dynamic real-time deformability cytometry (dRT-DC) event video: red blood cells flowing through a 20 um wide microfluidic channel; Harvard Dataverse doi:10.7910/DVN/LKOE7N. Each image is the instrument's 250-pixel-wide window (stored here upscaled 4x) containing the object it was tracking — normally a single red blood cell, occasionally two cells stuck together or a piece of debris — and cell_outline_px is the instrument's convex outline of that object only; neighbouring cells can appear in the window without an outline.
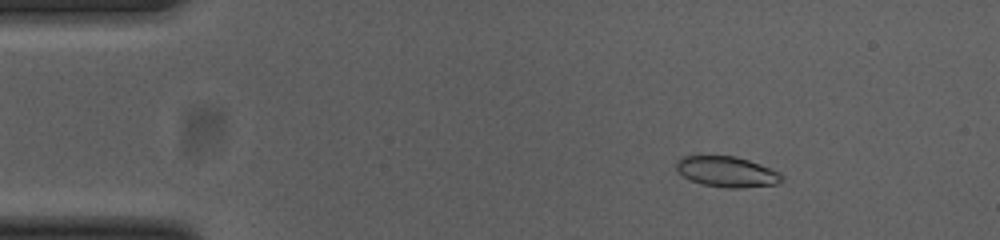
{"species": "common noctule bat (a hibernating species)", "species_latin": "Nyctalus noctula", "temperature_condition": "cold", "stored_images_in_passage": 55, "camera_frame_rate_fps": 3000, "um_per_image_px": 0.085, "animal": {"sex": "female", "body_mass_g": 23.0, "forearm_length_mm": 53.4}, "frame": {"image": 1, "passage_image": 8, "time_ms": 2.333, "image_size_px": [1000, 240], "cell_outline_px": [[784, 180], [776, 184], [740, 188], [728, 188], [704, 184], [692, 180], [684, 176], [676, 168], [676, 164], [684, 156], [736, 156], [760, 164], [780, 172], [784, 176]], "centroid_in_image_um": [61.85, 14.6], "position_along_channel_um": 23.1, "area_um2": 18.55}}
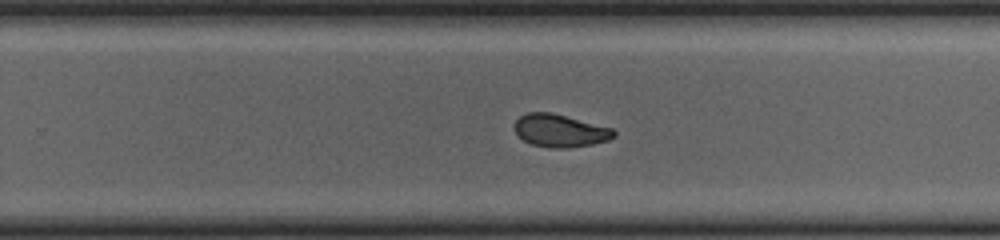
{"frame": {"image": 2, "passage_image": 35, "time_ms": 11.333, "image_size_px": [1000, 240], "cell_outline_px": [[616, 136], [608, 140], [592, 144], [568, 148], [548, 148], [532, 144], [524, 140], [512, 128], [516, 120], [520, 116], [528, 112], [552, 112], [612, 128], [616, 132]], "centroid_in_image_um": [47.59, 11.1], "position_along_channel_um": 282.2, "area_um2": 19.02}}
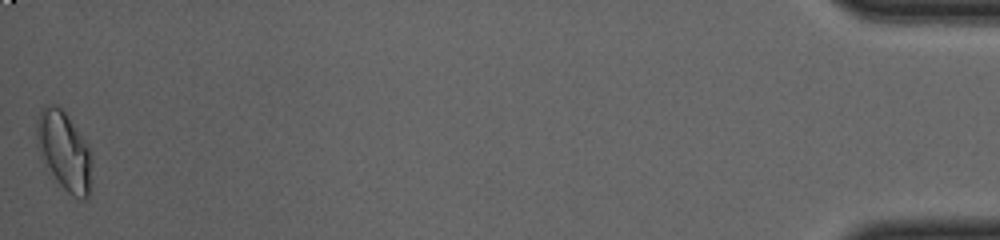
{"frame": {"image": 3, "passage_image": 55, "time_ms": 18.0, "image_size_px": [1000, 240], "cell_outline_px": [[92, 184], [88, 196], [84, 200], [80, 200], [72, 196], [48, 176], [40, 160], [36, 144], [36, 124], [40, 108], [52, 104], [56, 104], [64, 112], [88, 144]], "centroid_in_image_um": [5.4, 12.91], "position_along_channel_um": 429.8, "area_um2": 26.07}, "authors_computed_cell_mechanics": {"area_um2": 19.363, "velocity_mm_per_s": 3.6966, "shape_relaxation_time_tau1_ms": null, "shape_relaxation_time_tau2_ms": 1.885, "deformation_change_tau1": null, "deformation_change_tau2": 0.0652}}